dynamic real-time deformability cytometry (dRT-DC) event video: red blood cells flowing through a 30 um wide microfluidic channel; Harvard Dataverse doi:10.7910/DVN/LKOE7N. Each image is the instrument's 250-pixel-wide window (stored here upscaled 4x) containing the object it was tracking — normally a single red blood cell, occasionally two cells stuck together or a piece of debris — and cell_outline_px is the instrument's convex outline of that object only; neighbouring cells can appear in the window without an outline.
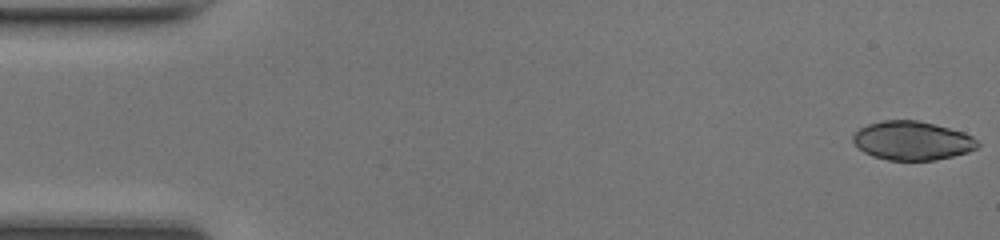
{"species": "common noctule bat (a hibernating species)", "species_latin": "Nyctalus noctula", "temperature_condition": "room temperature", "stored_images_in_passage": 48, "camera_frame_rate_fps": 3000, "um_per_image_px": 0.085, "animal": {"sex": "female", "body_mass_g": 17.0, "forearm_length_mm": 48.0}, "frame": {"image": 1, "passage_image": 1, "time_ms": 0.0, "image_size_px": [1000, 240], "cell_outline_px": [[980, 148], [968, 152], [936, 160], [888, 160], [872, 156], [864, 152], [852, 140], [852, 136], [860, 128], [868, 124], [884, 120], [916, 120], [936, 124], [964, 132], [972, 136], [980, 144]], "centroid_in_image_um": [77.57, 11.95], "position_along_channel_um": 7.4, "area_um2": 28.26}}
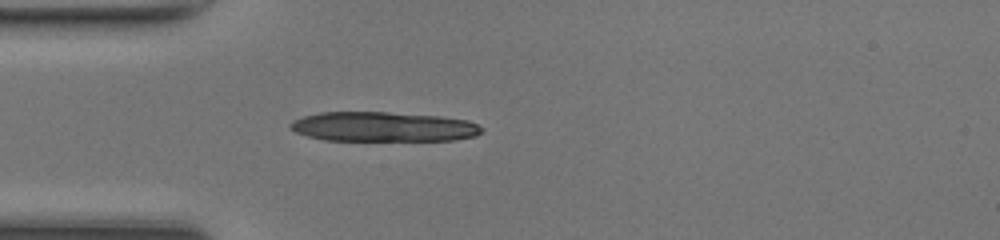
{"frame": {"image": 2, "passage_image": 14, "time_ms": 4.333, "image_size_px": [1000, 240], "cell_outline_px": [[484, 128], [476, 136], [452, 140], [324, 140], [308, 136], [296, 132], [288, 128], [288, 124], [292, 120], [304, 116], [320, 112], [388, 112], [440, 116], [468, 120]], "centroid_in_image_um": [32.54, 10.77], "position_along_channel_um": 52.5, "area_um2": 33.12}}